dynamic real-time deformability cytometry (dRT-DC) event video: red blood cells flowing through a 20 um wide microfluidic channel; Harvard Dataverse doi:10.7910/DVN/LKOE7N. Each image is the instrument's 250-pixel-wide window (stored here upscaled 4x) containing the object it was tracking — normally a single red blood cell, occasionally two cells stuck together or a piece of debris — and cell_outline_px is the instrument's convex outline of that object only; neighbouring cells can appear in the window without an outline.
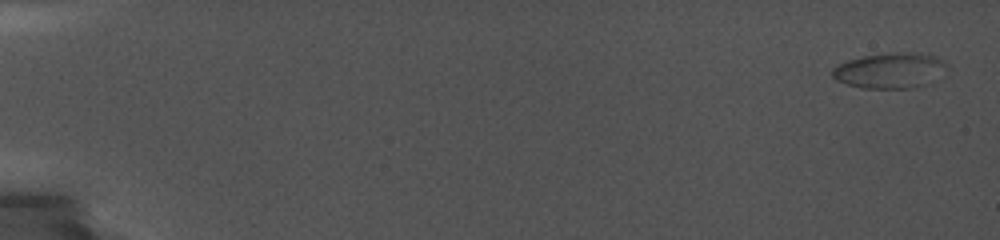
{"species": "common noctule bat (a hibernating species)", "species_latin": "Nyctalus noctula", "temperature_condition": "cold", "stored_images_in_passage": 14, "camera_frame_rate_fps": 5000, "um_per_image_px": 0.085, "animal": {"sex": "female", "body_mass_g": 19.0, "forearm_length_mm": 56.7}, "frame": {"image": 1, "passage_image": 1, "time_ms": 0.0, "image_size_px": [1000, 240], "cell_outline_px": [[948, 68], [924, 84], [912, 88], [860, 88], [836, 80], [832, 76], [832, 68], [848, 60], [864, 56], [892, 52], [928, 52], [944, 60], [948, 64]], "centroid_in_image_um": [75.67, 5.96], "position_along_channel_um": 9.3, "area_um2": 23.7}}
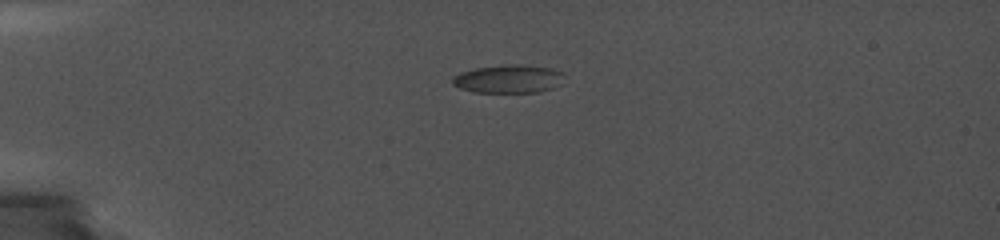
{"frame": {"image": 2, "passage_image": 6, "time_ms": 4.8, "image_size_px": [1000, 240], "cell_outline_px": [[564, 72], [560, 84], [556, 88], [536, 92], [472, 92], [460, 88], [452, 84], [452, 76], [460, 72], [476, 68], [512, 64], [520, 64], [552, 68]], "centroid_in_image_um": [43.23, 6.71], "position_along_channel_um": 41.8, "area_um2": 18.5}}
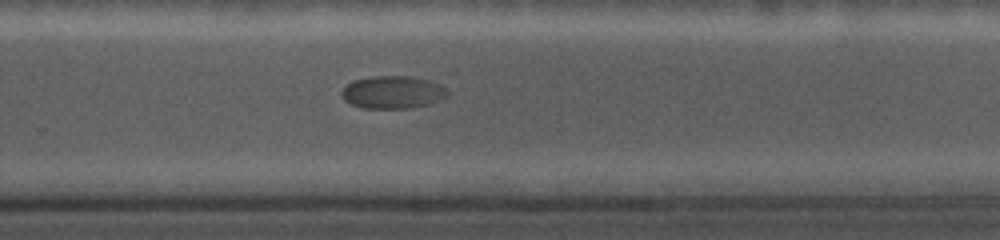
{"frame": {"image": 3, "passage_image": 14, "time_ms": 13.2, "image_size_px": [1000, 240], "cell_outline_px": [[448, 96], [428, 104], [408, 108], [364, 108], [352, 104], [344, 100], [340, 92], [352, 80], [372, 76], [412, 76], [428, 80], [444, 88], [448, 92]], "centroid_in_image_um": [33.34, 7.83], "position_along_channel_um": 296.5, "area_um2": 19.94}}